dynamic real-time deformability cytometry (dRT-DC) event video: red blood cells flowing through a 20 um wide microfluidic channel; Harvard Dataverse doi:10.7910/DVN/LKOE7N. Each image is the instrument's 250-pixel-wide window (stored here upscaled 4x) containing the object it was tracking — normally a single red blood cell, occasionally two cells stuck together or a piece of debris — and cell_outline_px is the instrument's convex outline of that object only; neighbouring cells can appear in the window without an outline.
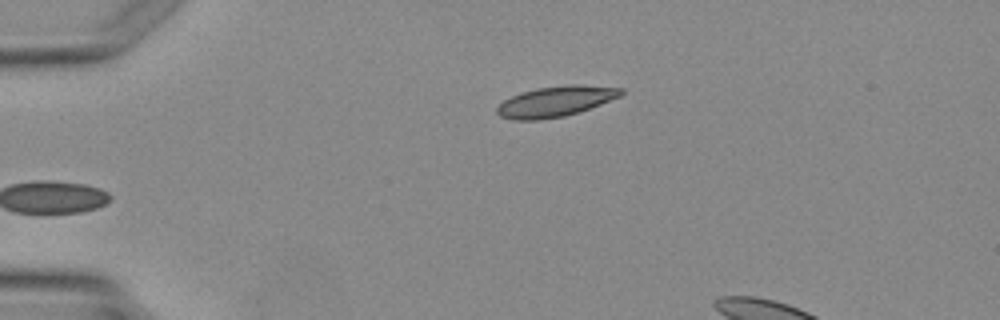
{"species": "Egyptian fruit bat (a non-hibernating species)", "species_latin": "Rousettus aegyptiacus", "temperature_condition": "warm", "stored_images_in_passage": 2, "camera_frame_rate_fps": 3000, "um_per_image_px": 0.085, "animal": {"sex": "female"}, "frame": {"image": 1, "passage_image": 2, "time_ms": 1.333, "image_size_px": [1000, 320], "cell_outline_px": [[624, 92], [620, 96], [580, 112], [564, 116], [540, 120], [516, 120], [500, 116], [496, 112], [496, 108], [504, 100], [520, 92], [536, 88], [568, 84], [576, 84], [624, 88]], "centroid_in_image_um": [47.22, 8.61], "position_along_channel_um": 37.8, "area_um2": 22.08}}